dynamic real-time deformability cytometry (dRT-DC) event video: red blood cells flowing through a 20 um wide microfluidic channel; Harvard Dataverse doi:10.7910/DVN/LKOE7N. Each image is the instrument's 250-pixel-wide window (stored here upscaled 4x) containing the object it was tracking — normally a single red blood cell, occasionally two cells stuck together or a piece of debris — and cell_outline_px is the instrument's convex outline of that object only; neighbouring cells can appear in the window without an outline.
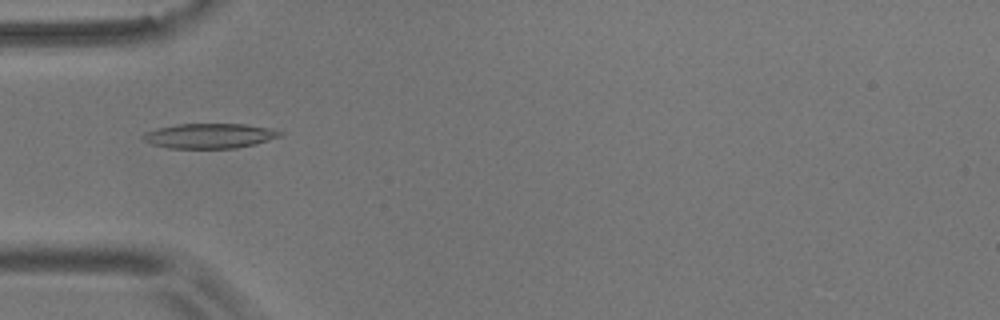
{"species": "common noctule bat (a hibernating species)", "species_latin": "Nyctalus noctula", "temperature_condition": "room temperature", "stored_images_in_passage": 54, "camera_frame_rate_fps": 3000, "um_per_image_px": 0.085, "animal": {"sex": "male", "body_mass_g": 17.9}, "frame": {"image": 1, "passage_image": 17, "time_ms": 5.333, "image_size_px": [1000, 320], "cell_outline_px": [[284, 132], [280, 136], [256, 144], [236, 148], [168, 148], [152, 144], [144, 140], [140, 136], [144, 132], [160, 128], [180, 124], [244, 124], [272, 128]], "centroid_in_image_um": [17.83, 11.55], "position_along_channel_um": 67.2, "area_um2": 19.83}}
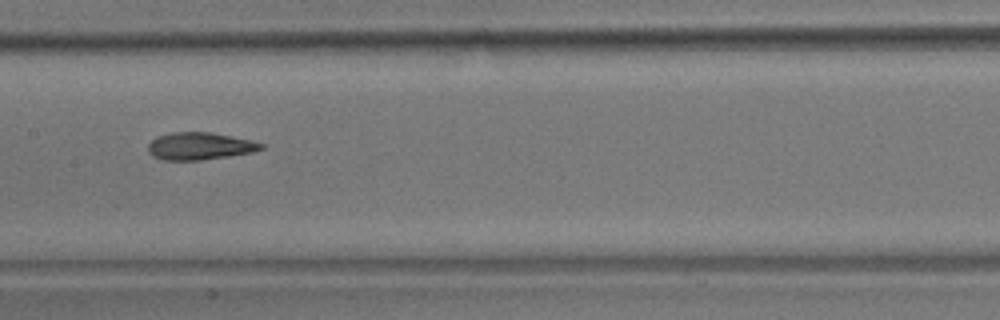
{"frame": {"image": 2, "passage_image": 27, "time_ms": 8.667, "image_size_px": [1000, 320], "cell_outline_px": [[264, 148], [252, 152], [228, 156], [200, 160], [164, 160], [152, 156], [148, 152], [148, 144], [152, 140], [160, 136], [172, 132], [212, 132], [252, 140], [264, 144]], "centroid_in_image_um": [16.98, 12.42], "position_along_channel_um": 190.4, "area_um2": 17.98}}
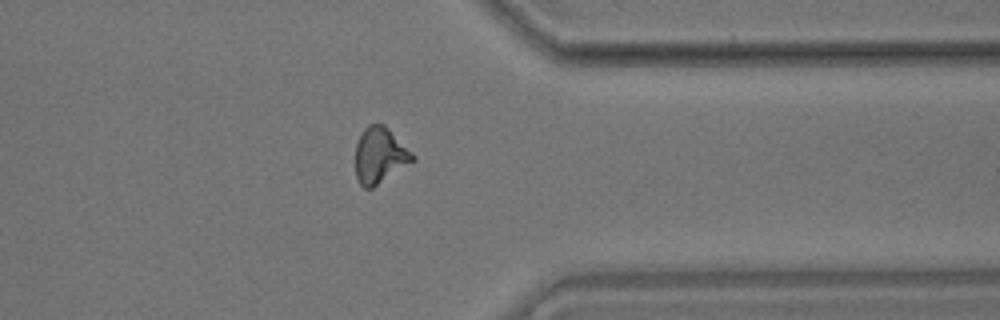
{"frame": {"image": 3, "passage_image": 43, "time_ms": 14.0, "image_size_px": [1000, 320], "cell_outline_px": [[416, 160], [372, 188], [364, 188], [360, 184], [356, 176], [356, 144], [360, 132], [368, 124], [384, 124], [416, 156]], "centroid_in_image_um": [32.29, 13.2], "position_along_channel_um": 379.1, "area_um2": 18.67}, "authors_computed_cell_mechanics": {"area_um2": 18.4671, "velocity_mm_per_s": 3.6781, "shape_relaxation_time_tau1_ms": 7.7602, "shape_relaxation_time_tau2_ms": 2.453, "deformation_change_tau1": 0.2193, "deformation_change_tau2": 0.0947}}